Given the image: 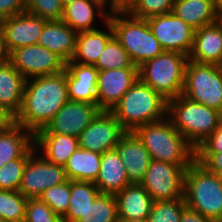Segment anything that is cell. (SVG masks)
<instances>
[{"mask_svg": "<svg viewBox=\"0 0 222 222\" xmlns=\"http://www.w3.org/2000/svg\"><path fill=\"white\" fill-rule=\"evenodd\" d=\"M69 100L66 71L25 81L20 112L13 119L33 135L44 129Z\"/></svg>", "mask_w": 222, "mask_h": 222, "instance_id": "1", "label": "cell"}, {"mask_svg": "<svg viewBox=\"0 0 222 222\" xmlns=\"http://www.w3.org/2000/svg\"><path fill=\"white\" fill-rule=\"evenodd\" d=\"M148 123L132 132L149 152L151 159L176 165H191L196 149L174 128L170 120Z\"/></svg>", "mask_w": 222, "mask_h": 222, "instance_id": "2", "label": "cell"}, {"mask_svg": "<svg viewBox=\"0 0 222 222\" xmlns=\"http://www.w3.org/2000/svg\"><path fill=\"white\" fill-rule=\"evenodd\" d=\"M126 131L167 117V100L139 78L110 111Z\"/></svg>", "mask_w": 222, "mask_h": 222, "instance_id": "3", "label": "cell"}, {"mask_svg": "<svg viewBox=\"0 0 222 222\" xmlns=\"http://www.w3.org/2000/svg\"><path fill=\"white\" fill-rule=\"evenodd\" d=\"M110 13L112 15L109 14L108 21L113 28L114 37L129 54L135 66L139 67L164 51L147 20L130 16L124 8H112ZM121 15L126 17L121 18Z\"/></svg>", "mask_w": 222, "mask_h": 222, "instance_id": "4", "label": "cell"}, {"mask_svg": "<svg viewBox=\"0 0 222 222\" xmlns=\"http://www.w3.org/2000/svg\"><path fill=\"white\" fill-rule=\"evenodd\" d=\"M167 116L174 128L195 149L222 122L220 111L193 102L182 94L167 101Z\"/></svg>", "mask_w": 222, "mask_h": 222, "instance_id": "5", "label": "cell"}, {"mask_svg": "<svg viewBox=\"0 0 222 222\" xmlns=\"http://www.w3.org/2000/svg\"><path fill=\"white\" fill-rule=\"evenodd\" d=\"M184 200L188 208L216 222L222 221V183L195 160L185 172Z\"/></svg>", "mask_w": 222, "mask_h": 222, "instance_id": "6", "label": "cell"}, {"mask_svg": "<svg viewBox=\"0 0 222 222\" xmlns=\"http://www.w3.org/2000/svg\"><path fill=\"white\" fill-rule=\"evenodd\" d=\"M188 60L182 53L163 51L138 67L139 79L169 101L183 93Z\"/></svg>", "mask_w": 222, "mask_h": 222, "instance_id": "7", "label": "cell"}, {"mask_svg": "<svg viewBox=\"0 0 222 222\" xmlns=\"http://www.w3.org/2000/svg\"><path fill=\"white\" fill-rule=\"evenodd\" d=\"M182 95L222 113V66L188 60Z\"/></svg>", "mask_w": 222, "mask_h": 222, "instance_id": "8", "label": "cell"}, {"mask_svg": "<svg viewBox=\"0 0 222 222\" xmlns=\"http://www.w3.org/2000/svg\"><path fill=\"white\" fill-rule=\"evenodd\" d=\"M189 166L152 159L140 184L154 202L184 198V178Z\"/></svg>", "mask_w": 222, "mask_h": 222, "instance_id": "9", "label": "cell"}, {"mask_svg": "<svg viewBox=\"0 0 222 222\" xmlns=\"http://www.w3.org/2000/svg\"><path fill=\"white\" fill-rule=\"evenodd\" d=\"M7 60L19 71L24 78L47 76L65 70L66 62L56 53L33 44L13 50Z\"/></svg>", "mask_w": 222, "mask_h": 222, "instance_id": "10", "label": "cell"}, {"mask_svg": "<svg viewBox=\"0 0 222 222\" xmlns=\"http://www.w3.org/2000/svg\"><path fill=\"white\" fill-rule=\"evenodd\" d=\"M34 154L33 151L28 157L18 190L26 199L39 198L51 186L68 180L64 166L53 164L43 156L34 157Z\"/></svg>", "mask_w": 222, "mask_h": 222, "instance_id": "11", "label": "cell"}, {"mask_svg": "<svg viewBox=\"0 0 222 222\" xmlns=\"http://www.w3.org/2000/svg\"><path fill=\"white\" fill-rule=\"evenodd\" d=\"M155 38L164 51L179 52L189 56L195 29L172 12L147 19Z\"/></svg>", "mask_w": 222, "mask_h": 222, "instance_id": "12", "label": "cell"}, {"mask_svg": "<svg viewBox=\"0 0 222 222\" xmlns=\"http://www.w3.org/2000/svg\"><path fill=\"white\" fill-rule=\"evenodd\" d=\"M126 132L110 111H101L79 135V147L103 154L113 150Z\"/></svg>", "mask_w": 222, "mask_h": 222, "instance_id": "13", "label": "cell"}, {"mask_svg": "<svg viewBox=\"0 0 222 222\" xmlns=\"http://www.w3.org/2000/svg\"><path fill=\"white\" fill-rule=\"evenodd\" d=\"M101 111L97 104L68 100L46 127L37 133H57L78 138Z\"/></svg>", "mask_w": 222, "mask_h": 222, "instance_id": "14", "label": "cell"}, {"mask_svg": "<svg viewBox=\"0 0 222 222\" xmlns=\"http://www.w3.org/2000/svg\"><path fill=\"white\" fill-rule=\"evenodd\" d=\"M47 21L26 11L1 21L3 49L6 56L17 48L37 44Z\"/></svg>", "mask_w": 222, "mask_h": 222, "instance_id": "15", "label": "cell"}, {"mask_svg": "<svg viewBox=\"0 0 222 222\" xmlns=\"http://www.w3.org/2000/svg\"><path fill=\"white\" fill-rule=\"evenodd\" d=\"M138 78V68L99 71L97 80V106L102 111H111Z\"/></svg>", "mask_w": 222, "mask_h": 222, "instance_id": "16", "label": "cell"}, {"mask_svg": "<svg viewBox=\"0 0 222 222\" xmlns=\"http://www.w3.org/2000/svg\"><path fill=\"white\" fill-rule=\"evenodd\" d=\"M65 71L69 100L96 104L99 70L94 65L70 61Z\"/></svg>", "mask_w": 222, "mask_h": 222, "instance_id": "17", "label": "cell"}, {"mask_svg": "<svg viewBox=\"0 0 222 222\" xmlns=\"http://www.w3.org/2000/svg\"><path fill=\"white\" fill-rule=\"evenodd\" d=\"M114 149L124 164L129 181L140 183L152 159L138 137L127 131Z\"/></svg>", "mask_w": 222, "mask_h": 222, "instance_id": "18", "label": "cell"}, {"mask_svg": "<svg viewBox=\"0 0 222 222\" xmlns=\"http://www.w3.org/2000/svg\"><path fill=\"white\" fill-rule=\"evenodd\" d=\"M189 60L222 66V27L216 21L195 30Z\"/></svg>", "mask_w": 222, "mask_h": 222, "instance_id": "19", "label": "cell"}, {"mask_svg": "<svg viewBox=\"0 0 222 222\" xmlns=\"http://www.w3.org/2000/svg\"><path fill=\"white\" fill-rule=\"evenodd\" d=\"M77 32L62 20H48L40 34V46L70 62L75 52Z\"/></svg>", "mask_w": 222, "mask_h": 222, "instance_id": "20", "label": "cell"}, {"mask_svg": "<svg viewBox=\"0 0 222 222\" xmlns=\"http://www.w3.org/2000/svg\"><path fill=\"white\" fill-rule=\"evenodd\" d=\"M25 81L7 59L0 64V106L12 119L21 110Z\"/></svg>", "mask_w": 222, "mask_h": 222, "instance_id": "21", "label": "cell"}, {"mask_svg": "<svg viewBox=\"0 0 222 222\" xmlns=\"http://www.w3.org/2000/svg\"><path fill=\"white\" fill-rule=\"evenodd\" d=\"M115 197L118 219H148L154 201L140 183L128 184Z\"/></svg>", "mask_w": 222, "mask_h": 222, "instance_id": "22", "label": "cell"}, {"mask_svg": "<svg viewBox=\"0 0 222 222\" xmlns=\"http://www.w3.org/2000/svg\"><path fill=\"white\" fill-rule=\"evenodd\" d=\"M130 183L117 151L113 149L101 154L100 170L94 182L100 193L115 195Z\"/></svg>", "mask_w": 222, "mask_h": 222, "instance_id": "23", "label": "cell"}, {"mask_svg": "<svg viewBox=\"0 0 222 222\" xmlns=\"http://www.w3.org/2000/svg\"><path fill=\"white\" fill-rule=\"evenodd\" d=\"M103 22L106 23L109 33L100 29L77 33L75 52L71 62L86 65L96 64L108 41L114 36L110 22L108 20Z\"/></svg>", "mask_w": 222, "mask_h": 222, "instance_id": "24", "label": "cell"}, {"mask_svg": "<svg viewBox=\"0 0 222 222\" xmlns=\"http://www.w3.org/2000/svg\"><path fill=\"white\" fill-rule=\"evenodd\" d=\"M33 145L34 135L22 125L12 121L0 128V168L11 160L21 158Z\"/></svg>", "mask_w": 222, "mask_h": 222, "instance_id": "25", "label": "cell"}, {"mask_svg": "<svg viewBox=\"0 0 222 222\" xmlns=\"http://www.w3.org/2000/svg\"><path fill=\"white\" fill-rule=\"evenodd\" d=\"M34 145L43 149L46 160L60 166H64L79 147L77 137L57 133H36Z\"/></svg>", "mask_w": 222, "mask_h": 222, "instance_id": "26", "label": "cell"}, {"mask_svg": "<svg viewBox=\"0 0 222 222\" xmlns=\"http://www.w3.org/2000/svg\"><path fill=\"white\" fill-rule=\"evenodd\" d=\"M103 0H79L64 7L62 21L68 24L74 31L82 32L96 29L92 26L95 16V7L103 18L107 21L109 13L105 14Z\"/></svg>", "mask_w": 222, "mask_h": 222, "instance_id": "27", "label": "cell"}, {"mask_svg": "<svg viewBox=\"0 0 222 222\" xmlns=\"http://www.w3.org/2000/svg\"><path fill=\"white\" fill-rule=\"evenodd\" d=\"M172 13L195 30L217 21L213 0H174Z\"/></svg>", "mask_w": 222, "mask_h": 222, "instance_id": "28", "label": "cell"}, {"mask_svg": "<svg viewBox=\"0 0 222 222\" xmlns=\"http://www.w3.org/2000/svg\"><path fill=\"white\" fill-rule=\"evenodd\" d=\"M100 163L101 154L78 147L64 165L67 179L95 182L99 174Z\"/></svg>", "mask_w": 222, "mask_h": 222, "instance_id": "29", "label": "cell"}, {"mask_svg": "<svg viewBox=\"0 0 222 222\" xmlns=\"http://www.w3.org/2000/svg\"><path fill=\"white\" fill-rule=\"evenodd\" d=\"M99 194L94 182L70 181V203L62 222H77Z\"/></svg>", "mask_w": 222, "mask_h": 222, "instance_id": "30", "label": "cell"}, {"mask_svg": "<svg viewBox=\"0 0 222 222\" xmlns=\"http://www.w3.org/2000/svg\"><path fill=\"white\" fill-rule=\"evenodd\" d=\"M77 222H119L115 195L100 193Z\"/></svg>", "mask_w": 222, "mask_h": 222, "instance_id": "31", "label": "cell"}, {"mask_svg": "<svg viewBox=\"0 0 222 222\" xmlns=\"http://www.w3.org/2000/svg\"><path fill=\"white\" fill-rule=\"evenodd\" d=\"M94 66L99 71L120 68H138L114 36L108 41Z\"/></svg>", "mask_w": 222, "mask_h": 222, "instance_id": "32", "label": "cell"}, {"mask_svg": "<svg viewBox=\"0 0 222 222\" xmlns=\"http://www.w3.org/2000/svg\"><path fill=\"white\" fill-rule=\"evenodd\" d=\"M27 200L19 191L0 190V216L6 222H24Z\"/></svg>", "mask_w": 222, "mask_h": 222, "instance_id": "33", "label": "cell"}, {"mask_svg": "<svg viewBox=\"0 0 222 222\" xmlns=\"http://www.w3.org/2000/svg\"><path fill=\"white\" fill-rule=\"evenodd\" d=\"M33 145L21 158L11 160L0 168V190L18 191L23 171L29 155L35 150Z\"/></svg>", "mask_w": 222, "mask_h": 222, "instance_id": "34", "label": "cell"}, {"mask_svg": "<svg viewBox=\"0 0 222 222\" xmlns=\"http://www.w3.org/2000/svg\"><path fill=\"white\" fill-rule=\"evenodd\" d=\"M173 4L174 0H131L124 9L134 17L147 20L172 12Z\"/></svg>", "mask_w": 222, "mask_h": 222, "instance_id": "35", "label": "cell"}, {"mask_svg": "<svg viewBox=\"0 0 222 222\" xmlns=\"http://www.w3.org/2000/svg\"><path fill=\"white\" fill-rule=\"evenodd\" d=\"M184 198L153 202L148 222H180L186 208Z\"/></svg>", "mask_w": 222, "mask_h": 222, "instance_id": "36", "label": "cell"}, {"mask_svg": "<svg viewBox=\"0 0 222 222\" xmlns=\"http://www.w3.org/2000/svg\"><path fill=\"white\" fill-rule=\"evenodd\" d=\"M39 199L62 218L67 213L70 203V180L51 186L42 193Z\"/></svg>", "mask_w": 222, "mask_h": 222, "instance_id": "37", "label": "cell"}, {"mask_svg": "<svg viewBox=\"0 0 222 222\" xmlns=\"http://www.w3.org/2000/svg\"><path fill=\"white\" fill-rule=\"evenodd\" d=\"M26 12L46 20H61L64 7L61 0H26Z\"/></svg>", "mask_w": 222, "mask_h": 222, "instance_id": "38", "label": "cell"}, {"mask_svg": "<svg viewBox=\"0 0 222 222\" xmlns=\"http://www.w3.org/2000/svg\"><path fill=\"white\" fill-rule=\"evenodd\" d=\"M24 222H62V218L45 202L36 198L27 200Z\"/></svg>", "mask_w": 222, "mask_h": 222, "instance_id": "39", "label": "cell"}, {"mask_svg": "<svg viewBox=\"0 0 222 222\" xmlns=\"http://www.w3.org/2000/svg\"><path fill=\"white\" fill-rule=\"evenodd\" d=\"M196 153H222V122L197 147Z\"/></svg>", "mask_w": 222, "mask_h": 222, "instance_id": "40", "label": "cell"}, {"mask_svg": "<svg viewBox=\"0 0 222 222\" xmlns=\"http://www.w3.org/2000/svg\"><path fill=\"white\" fill-rule=\"evenodd\" d=\"M26 11V0H0V22Z\"/></svg>", "mask_w": 222, "mask_h": 222, "instance_id": "41", "label": "cell"}, {"mask_svg": "<svg viewBox=\"0 0 222 222\" xmlns=\"http://www.w3.org/2000/svg\"><path fill=\"white\" fill-rule=\"evenodd\" d=\"M196 160L212 173L222 171V153H196Z\"/></svg>", "mask_w": 222, "mask_h": 222, "instance_id": "42", "label": "cell"}, {"mask_svg": "<svg viewBox=\"0 0 222 222\" xmlns=\"http://www.w3.org/2000/svg\"><path fill=\"white\" fill-rule=\"evenodd\" d=\"M180 222H216V221L206 218L197 211L186 207L183 211Z\"/></svg>", "mask_w": 222, "mask_h": 222, "instance_id": "43", "label": "cell"}, {"mask_svg": "<svg viewBox=\"0 0 222 222\" xmlns=\"http://www.w3.org/2000/svg\"><path fill=\"white\" fill-rule=\"evenodd\" d=\"M13 119L5 112V110L0 106V128L9 125Z\"/></svg>", "mask_w": 222, "mask_h": 222, "instance_id": "44", "label": "cell"}, {"mask_svg": "<svg viewBox=\"0 0 222 222\" xmlns=\"http://www.w3.org/2000/svg\"><path fill=\"white\" fill-rule=\"evenodd\" d=\"M7 59V56L3 49V41H2V31L0 25V64L3 63Z\"/></svg>", "mask_w": 222, "mask_h": 222, "instance_id": "45", "label": "cell"}, {"mask_svg": "<svg viewBox=\"0 0 222 222\" xmlns=\"http://www.w3.org/2000/svg\"><path fill=\"white\" fill-rule=\"evenodd\" d=\"M216 16H222V0H213Z\"/></svg>", "mask_w": 222, "mask_h": 222, "instance_id": "46", "label": "cell"}, {"mask_svg": "<svg viewBox=\"0 0 222 222\" xmlns=\"http://www.w3.org/2000/svg\"><path fill=\"white\" fill-rule=\"evenodd\" d=\"M131 0H114V8H125Z\"/></svg>", "mask_w": 222, "mask_h": 222, "instance_id": "47", "label": "cell"}, {"mask_svg": "<svg viewBox=\"0 0 222 222\" xmlns=\"http://www.w3.org/2000/svg\"><path fill=\"white\" fill-rule=\"evenodd\" d=\"M119 222H148V221L147 220H137V219H132V220L119 219Z\"/></svg>", "mask_w": 222, "mask_h": 222, "instance_id": "48", "label": "cell"}, {"mask_svg": "<svg viewBox=\"0 0 222 222\" xmlns=\"http://www.w3.org/2000/svg\"><path fill=\"white\" fill-rule=\"evenodd\" d=\"M75 1H79V0H61L63 7Z\"/></svg>", "mask_w": 222, "mask_h": 222, "instance_id": "49", "label": "cell"}, {"mask_svg": "<svg viewBox=\"0 0 222 222\" xmlns=\"http://www.w3.org/2000/svg\"><path fill=\"white\" fill-rule=\"evenodd\" d=\"M216 175H217L219 181L222 183V171L217 172Z\"/></svg>", "mask_w": 222, "mask_h": 222, "instance_id": "50", "label": "cell"}, {"mask_svg": "<svg viewBox=\"0 0 222 222\" xmlns=\"http://www.w3.org/2000/svg\"><path fill=\"white\" fill-rule=\"evenodd\" d=\"M106 3V0H103ZM108 1V0H107ZM110 9L114 8V0H109Z\"/></svg>", "mask_w": 222, "mask_h": 222, "instance_id": "51", "label": "cell"}, {"mask_svg": "<svg viewBox=\"0 0 222 222\" xmlns=\"http://www.w3.org/2000/svg\"><path fill=\"white\" fill-rule=\"evenodd\" d=\"M217 17V22L220 24L222 27V16H216Z\"/></svg>", "mask_w": 222, "mask_h": 222, "instance_id": "52", "label": "cell"}, {"mask_svg": "<svg viewBox=\"0 0 222 222\" xmlns=\"http://www.w3.org/2000/svg\"><path fill=\"white\" fill-rule=\"evenodd\" d=\"M0 222H6V221L0 216Z\"/></svg>", "mask_w": 222, "mask_h": 222, "instance_id": "53", "label": "cell"}]
</instances>
